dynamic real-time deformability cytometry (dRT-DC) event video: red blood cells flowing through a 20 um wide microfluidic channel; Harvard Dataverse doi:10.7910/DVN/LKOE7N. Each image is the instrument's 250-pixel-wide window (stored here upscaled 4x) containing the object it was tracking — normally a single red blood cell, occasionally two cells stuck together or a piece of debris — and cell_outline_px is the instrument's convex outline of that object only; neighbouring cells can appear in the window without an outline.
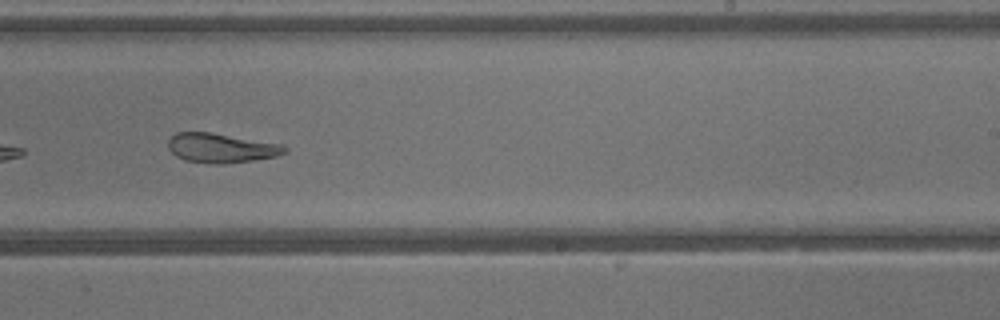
{"species": "common noctule bat (a hibernating species)", "species_latin": "Nyctalus noctula", "temperature_condition": "warm", "stored_images_in_passage": 29, "camera_frame_rate_fps": 3000, "um_per_image_px": 0.085, "animal": {"sex": "male", "body_mass_g": 13.3}, "frame": {"image": 1, "passage_image": 17, "time_ms": 5.333, "image_size_px": [1000, 320], "cell_outline_px": [[288, 152], [276, 156], [252, 160], [220, 164], [212, 164], [184, 160], [176, 156], [168, 148], [168, 140], [176, 132], [212, 132], [280, 144], [288, 148]], "centroid_in_image_um": [18.78, 12.58], "position_along_channel_um": 270.2, "area_um2": 19.94}}